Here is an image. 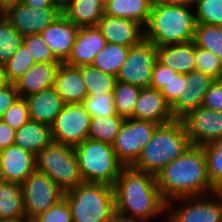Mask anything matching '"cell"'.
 <instances>
[{
  "label": "cell",
  "mask_w": 222,
  "mask_h": 222,
  "mask_svg": "<svg viewBox=\"0 0 222 222\" xmlns=\"http://www.w3.org/2000/svg\"><path fill=\"white\" fill-rule=\"evenodd\" d=\"M162 198L167 202L217 192L211 185L206 155L201 146L191 145L155 176Z\"/></svg>",
  "instance_id": "1"
},
{
  "label": "cell",
  "mask_w": 222,
  "mask_h": 222,
  "mask_svg": "<svg viewBox=\"0 0 222 222\" xmlns=\"http://www.w3.org/2000/svg\"><path fill=\"white\" fill-rule=\"evenodd\" d=\"M113 189L119 216L147 222L166 214V201L158 189L155 175L124 166Z\"/></svg>",
  "instance_id": "2"
},
{
  "label": "cell",
  "mask_w": 222,
  "mask_h": 222,
  "mask_svg": "<svg viewBox=\"0 0 222 222\" xmlns=\"http://www.w3.org/2000/svg\"><path fill=\"white\" fill-rule=\"evenodd\" d=\"M193 9L185 5H152L144 38L156 47L194 41L197 23Z\"/></svg>",
  "instance_id": "3"
},
{
  "label": "cell",
  "mask_w": 222,
  "mask_h": 222,
  "mask_svg": "<svg viewBox=\"0 0 222 222\" xmlns=\"http://www.w3.org/2000/svg\"><path fill=\"white\" fill-rule=\"evenodd\" d=\"M191 142L181 119L159 125L143 148L133 168L157 175L169 162L182 155Z\"/></svg>",
  "instance_id": "4"
},
{
  "label": "cell",
  "mask_w": 222,
  "mask_h": 222,
  "mask_svg": "<svg viewBox=\"0 0 222 222\" xmlns=\"http://www.w3.org/2000/svg\"><path fill=\"white\" fill-rule=\"evenodd\" d=\"M73 222H111L116 215L113 186L82 183L65 192Z\"/></svg>",
  "instance_id": "5"
},
{
  "label": "cell",
  "mask_w": 222,
  "mask_h": 222,
  "mask_svg": "<svg viewBox=\"0 0 222 222\" xmlns=\"http://www.w3.org/2000/svg\"><path fill=\"white\" fill-rule=\"evenodd\" d=\"M74 150L85 183L114 185L124 165L117 159L112 144L86 139Z\"/></svg>",
  "instance_id": "6"
},
{
  "label": "cell",
  "mask_w": 222,
  "mask_h": 222,
  "mask_svg": "<svg viewBox=\"0 0 222 222\" xmlns=\"http://www.w3.org/2000/svg\"><path fill=\"white\" fill-rule=\"evenodd\" d=\"M36 169L65 193L84 183L74 147L52 141L36 155Z\"/></svg>",
  "instance_id": "7"
},
{
  "label": "cell",
  "mask_w": 222,
  "mask_h": 222,
  "mask_svg": "<svg viewBox=\"0 0 222 222\" xmlns=\"http://www.w3.org/2000/svg\"><path fill=\"white\" fill-rule=\"evenodd\" d=\"M172 201L166 203L168 222H220L222 219V197L218 192ZM174 201L181 206L171 205Z\"/></svg>",
  "instance_id": "8"
},
{
  "label": "cell",
  "mask_w": 222,
  "mask_h": 222,
  "mask_svg": "<svg viewBox=\"0 0 222 222\" xmlns=\"http://www.w3.org/2000/svg\"><path fill=\"white\" fill-rule=\"evenodd\" d=\"M158 126L151 121L125 119L112 143L117 159L124 166H132Z\"/></svg>",
  "instance_id": "9"
},
{
  "label": "cell",
  "mask_w": 222,
  "mask_h": 222,
  "mask_svg": "<svg viewBox=\"0 0 222 222\" xmlns=\"http://www.w3.org/2000/svg\"><path fill=\"white\" fill-rule=\"evenodd\" d=\"M21 185L26 217H34L47 211L64 197V192L58 185L37 169Z\"/></svg>",
  "instance_id": "10"
},
{
  "label": "cell",
  "mask_w": 222,
  "mask_h": 222,
  "mask_svg": "<svg viewBox=\"0 0 222 222\" xmlns=\"http://www.w3.org/2000/svg\"><path fill=\"white\" fill-rule=\"evenodd\" d=\"M157 59V47L145 38L130 48L122 64L116 81L127 82L141 88H149L154 62Z\"/></svg>",
  "instance_id": "11"
},
{
  "label": "cell",
  "mask_w": 222,
  "mask_h": 222,
  "mask_svg": "<svg viewBox=\"0 0 222 222\" xmlns=\"http://www.w3.org/2000/svg\"><path fill=\"white\" fill-rule=\"evenodd\" d=\"M91 116L82 103L65 104L51 125L52 140L72 147L88 139Z\"/></svg>",
  "instance_id": "12"
},
{
  "label": "cell",
  "mask_w": 222,
  "mask_h": 222,
  "mask_svg": "<svg viewBox=\"0 0 222 222\" xmlns=\"http://www.w3.org/2000/svg\"><path fill=\"white\" fill-rule=\"evenodd\" d=\"M2 14L24 37L40 34L62 14V11L58 7L36 9L19 2L9 6Z\"/></svg>",
  "instance_id": "13"
},
{
  "label": "cell",
  "mask_w": 222,
  "mask_h": 222,
  "mask_svg": "<svg viewBox=\"0 0 222 222\" xmlns=\"http://www.w3.org/2000/svg\"><path fill=\"white\" fill-rule=\"evenodd\" d=\"M181 120L192 145L203 147L222 138V112L200 106Z\"/></svg>",
  "instance_id": "14"
},
{
  "label": "cell",
  "mask_w": 222,
  "mask_h": 222,
  "mask_svg": "<svg viewBox=\"0 0 222 222\" xmlns=\"http://www.w3.org/2000/svg\"><path fill=\"white\" fill-rule=\"evenodd\" d=\"M214 80L211 76L196 70L181 74L180 93L170 105L174 117L181 119L191 110L200 107L206 92Z\"/></svg>",
  "instance_id": "15"
},
{
  "label": "cell",
  "mask_w": 222,
  "mask_h": 222,
  "mask_svg": "<svg viewBox=\"0 0 222 222\" xmlns=\"http://www.w3.org/2000/svg\"><path fill=\"white\" fill-rule=\"evenodd\" d=\"M36 170V156L11 145L0 151V180L22 183Z\"/></svg>",
  "instance_id": "16"
},
{
  "label": "cell",
  "mask_w": 222,
  "mask_h": 222,
  "mask_svg": "<svg viewBox=\"0 0 222 222\" xmlns=\"http://www.w3.org/2000/svg\"><path fill=\"white\" fill-rule=\"evenodd\" d=\"M97 27L101 30L106 43L131 48L144 39V28L130 19L104 14Z\"/></svg>",
  "instance_id": "17"
},
{
  "label": "cell",
  "mask_w": 222,
  "mask_h": 222,
  "mask_svg": "<svg viewBox=\"0 0 222 222\" xmlns=\"http://www.w3.org/2000/svg\"><path fill=\"white\" fill-rule=\"evenodd\" d=\"M133 119L163 125L174 121L176 118L161 92L149 87L141 88L133 110Z\"/></svg>",
  "instance_id": "18"
},
{
  "label": "cell",
  "mask_w": 222,
  "mask_h": 222,
  "mask_svg": "<svg viewBox=\"0 0 222 222\" xmlns=\"http://www.w3.org/2000/svg\"><path fill=\"white\" fill-rule=\"evenodd\" d=\"M79 27L71 23L62 13L52 24L47 26L40 35L51 48L54 56L64 63L75 43Z\"/></svg>",
  "instance_id": "19"
},
{
  "label": "cell",
  "mask_w": 222,
  "mask_h": 222,
  "mask_svg": "<svg viewBox=\"0 0 222 222\" xmlns=\"http://www.w3.org/2000/svg\"><path fill=\"white\" fill-rule=\"evenodd\" d=\"M105 45L106 40L97 26L79 27L71 53L64 63L74 67L91 65Z\"/></svg>",
  "instance_id": "20"
},
{
  "label": "cell",
  "mask_w": 222,
  "mask_h": 222,
  "mask_svg": "<svg viewBox=\"0 0 222 222\" xmlns=\"http://www.w3.org/2000/svg\"><path fill=\"white\" fill-rule=\"evenodd\" d=\"M62 62H38L14 83L21 98L54 87L58 68Z\"/></svg>",
  "instance_id": "21"
},
{
  "label": "cell",
  "mask_w": 222,
  "mask_h": 222,
  "mask_svg": "<svg viewBox=\"0 0 222 222\" xmlns=\"http://www.w3.org/2000/svg\"><path fill=\"white\" fill-rule=\"evenodd\" d=\"M54 88L65 104L83 103L87 96V89L83 81L81 66L74 67L61 63L57 71Z\"/></svg>",
  "instance_id": "22"
},
{
  "label": "cell",
  "mask_w": 222,
  "mask_h": 222,
  "mask_svg": "<svg viewBox=\"0 0 222 222\" xmlns=\"http://www.w3.org/2000/svg\"><path fill=\"white\" fill-rule=\"evenodd\" d=\"M30 120L52 125L65 103L60 99L54 87L27 96Z\"/></svg>",
  "instance_id": "23"
},
{
  "label": "cell",
  "mask_w": 222,
  "mask_h": 222,
  "mask_svg": "<svg viewBox=\"0 0 222 222\" xmlns=\"http://www.w3.org/2000/svg\"><path fill=\"white\" fill-rule=\"evenodd\" d=\"M157 60L180 74L195 71V42L157 47Z\"/></svg>",
  "instance_id": "24"
},
{
  "label": "cell",
  "mask_w": 222,
  "mask_h": 222,
  "mask_svg": "<svg viewBox=\"0 0 222 222\" xmlns=\"http://www.w3.org/2000/svg\"><path fill=\"white\" fill-rule=\"evenodd\" d=\"M52 141L51 125L29 120L16 131L14 145L36 156Z\"/></svg>",
  "instance_id": "25"
},
{
  "label": "cell",
  "mask_w": 222,
  "mask_h": 222,
  "mask_svg": "<svg viewBox=\"0 0 222 222\" xmlns=\"http://www.w3.org/2000/svg\"><path fill=\"white\" fill-rule=\"evenodd\" d=\"M25 217L22 185L0 180V222H18Z\"/></svg>",
  "instance_id": "26"
},
{
  "label": "cell",
  "mask_w": 222,
  "mask_h": 222,
  "mask_svg": "<svg viewBox=\"0 0 222 222\" xmlns=\"http://www.w3.org/2000/svg\"><path fill=\"white\" fill-rule=\"evenodd\" d=\"M151 8L152 0H109L104 4V14L136 21L144 28Z\"/></svg>",
  "instance_id": "27"
},
{
  "label": "cell",
  "mask_w": 222,
  "mask_h": 222,
  "mask_svg": "<svg viewBox=\"0 0 222 222\" xmlns=\"http://www.w3.org/2000/svg\"><path fill=\"white\" fill-rule=\"evenodd\" d=\"M62 13L78 27L97 26L104 15V3L101 0H70Z\"/></svg>",
  "instance_id": "28"
},
{
  "label": "cell",
  "mask_w": 222,
  "mask_h": 222,
  "mask_svg": "<svg viewBox=\"0 0 222 222\" xmlns=\"http://www.w3.org/2000/svg\"><path fill=\"white\" fill-rule=\"evenodd\" d=\"M130 51L129 47L106 43L104 48L95 56L92 66L105 73L117 76L122 64Z\"/></svg>",
  "instance_id": "29"
},
{
  "label": "cell",
  "mask_w": 222,
  "mask_h": 222,
  "mask_svg": "<svg viewBox=\"0 0 222 222\" xmlns=\"http://www.w3.org/2000/svg\"><path fill=\"white\" fill-rule=\"evenodd\" d=\"M124 118L119 115L91 118L88 139L112 144L119 134Z\"/></svg>",
  "instance_id": "30"
},
{
  "label": "cell",
  "mask_w": 222,
  "mask_h": 222,
  "mask_svg": "<svg viewBox=\"0 0 222 222\" xmlns=\"http://www.w3.org/2000/svg\"><path fill=\"white\" fill-rule=\"evenodd\" d=\"M81 73L87 89V96L113 93L116 76L105 73L92 65L81 66Z\"/></svg>",
  "instance_id": "31"
},
{
  "label": "cell",
  "mask_w": 222,
  "mask_h": 222,
  "mask_svg": "<svg viewBox=\"0 0 222 222\" xmlns=\"http://www.w3.org/2000/svg\"><path fill=\"white\" fill-rule=\"evenodd\" d=\"M141 87L127 82L116 81L113 95L117 114L124 118H133V110Z\"/></svg>",
  "instance_id": "32"
},
{
  "label": "cell",
  "mask_w": 222,
  "mask_h": 222,
  "mask_svg": "<svg viewBox=\"0 0 222 222\" xmlns=\"http://www.w3.org/2000/svg\"><path fill=\"white\" fill-rule=\"evenodd\" d=\"M23 44V36L0 14V66L6 64Z\"/></svg>",
  "instance_id": "33"
},
{
  "label": "cell",
  "mask_w": 222,
  "mask_h": 222,
  "mask_svg": "<svg viewBox=\"0 0 222 222\" xmlns=\"http://www.w3.org/2000/svg\"><path fill=\"white\" fill-rule=\"evenodd\" d=\"M194 42L218 56L222 63V26L197 23Z\"/></svg>",
  "instance_id": "34"
},
{
  "label": "cell",
  "mask_w": 222,
  "mask_h": 222,
  "mask_svg": "<svg viewBox=\"0 0 222 222\" xmlns=\"http://www.w3.org/2000/svg\"><path fill=\"white\" fill-rule=\"evenodd\" d=\"M203 149L211 185L218 191L222 188V138L203 146Z\"/></svg>",
  "instance_id": "35"
},
{
  "label": "cell",
  "mask_w": 222,
  "mask_h": 222,
  "mask_svg": "<svg viewBox=\"0 0 222 222\" xmlns=\"http://www.w3.org/2000/svg\"><path fill=\"white\" fill-rule=\"evenodd\" d=\"M196 23L222 26V0H196Z\"/></svg>",
  "instance_id": "36"
},
{
  "label": "cell",
  "mask_w": 222,
  "mask_h": 222,
  "mask_svg": "<svg viewBox=\"0 0 222 222\" xmlns=\"http://www.w3.org/2000/svg\"><path fill=\"white\" fill-rule=\"evenodd\" d=\"M34 63L33 57L29 54L28 49L22 44L3 67L9 81L14 84Z\"/></svg>",
  "instance_id": "37"
},
{
  "label": "cell",
  "mask_w": 222,
  "mask_h": 222,
  "mask_svg": "<svg viewBox=\"0 0 222 222\" xmlns=\"http://www.w3.org/2000/svg\"><path fill=\"white\" fill-rule=\"evenodd\" d=\"M91 118L118 115L114 104L113 93L86 96L82 103Z\"/></svg>",
  "instance_id": "38"
},
{
  "label": "cell",
  "mask_w": 222,
  "mask_h": 222,
  "mask_svg": "<svg viewBox=\"0 0 222 222\" xmlns=\"http://www.w3.org/2000/svg\"><path fill=\"white\" fill-rule=\"evenodd\" d=\"M195 70L205 73L214 79H222V63L211 51L195 44Z\"/></svg>",
  "instance_id": "39"
},
{
  "label": "cell",
  "mask_w": 222,
  "mask_h": 222,
  "mask_svg": "<svg viewBox=\"0 0 222 222\" xmlns=\"http://www.w3.org/2000/svg\"><path fill=\"white\" fill-rule=\"evenodd\" d=\"M23 44L28 49V52L33 57L35 63L60 62L54 56L51 48L44 42L40 34L24 36Z\"/></svg>",
  "instance_id": "40"
},
{
  "label": "cell",
  "mask_w": 222,
  "mask_h": 222,
  "mask_svg": "<svg viewBox=\"0 0 222 222\" xmlns=\"http://www.w3.org/2000/svg\"><path fill=\"white\" fill-rule=\"evenodd\" d=\"M0 119L17 131L30 120L26 99L19 97Z\"/></svg>",
  "instance_id": "41"
},
{
  "label": "cell",
  "mask_w": 222,
  "mask_h": 222,
  "mask_svg": "<svg viewBox=\"0 0 222 222\" xmlns=\"http://www.w3.org/2000/svg\"><path fill=\"white\" fill-rule=\"evenodd\" d=\"M33 218L37 222H73L69 205L64 198Z\"/></svg>",
  "instance_id": "42"
},
{
  "label": "cell",
  "mask_w": 222,
  "mask_h": 222,
  "mask_svg": "<svg viewBox=\"0 0 222 222\" xmlns=\"http://www.w3.org/2000/svg\"><path fill=\"white\" fill-rule=\"evenodd\" d=\"M178 72L168 66L162 65L157 59L152 70L150 88L160 91Z\"/></svg>",
  "instance_id": "43"
},
{
  "label": "cell",
  "mask_w": 222,
  "mask_h": 222,
  "mask_svg": "<svg viewBox=\"0 0 222 222\" xmlns=\"http://www.w3.org/2000/svg\"><path fill=\"white\" fill-rule=\"evenodd\" d=\"M202 107L222 112V79H215L204 96Z\"/></svg>",
  "instance_id": "44"
},
{
  "label": "cell",
  "mask_w": 222,
  "mask_h": 222,
  "mask_svg": "<svg viewBox=\"0 0 222 222\" xmlns=\"http://www.w3.org/2000/svg\"><path fill=\"white\" fill-rule=\"evenodd\" d=\"M181 87V74L178 73L160 90L166 102L171 105L178 97Z\"/></svg>",
  "instance_id": "45"
},
{
  "label": "cell",
  "mask_w": 222,
  "mask_h": 222,
  "mask_svg": "<svg viewBox=\"0 0 222 222\" xmlns=\"http://www.w3.org/2000/svg\"><path fill=\"white\" fill-rule=\"evenodd\" d=\"M19 97L14 84L0 91V118Z\"/></svg>",
  "instance_id": "46"
},
{
  "label": "cell",
  "mask_w": 222,
  "mask_h": 222,
  "mask_svg": "<svg viewBox=\"0 0 222 222\" xmlns=\"http://www.w3.org/2000/svg\"><path fill=\"white\" fill-rule=\"evenodd\" d=\"M16 130L0 119V151L14 145Z\"/></svg>",
  "instance_id": "47"
},
{
  "label": "cell",
  "mask_w": 222,
  "mask_h": 222,
  "mask_svg": "<svg viewBox=\"0 0 222 222\" xmlns=\"http://www.w3.org/2000/svg\"><path fill=\"white\" fill-rule=\"evenodd\" d=\"M196 0H152V5H185L193 7Z\"/></svg>",
  "instance_id": "48"
},
{
  "label": "cell",
  "mask_w": 222,
  "mask_h": 222,
  "mask_svg": "<svg viewBox=\"0 0 222 222\" xmlns=\"http://www.w3.org/2000/svg\"><path fill=\"white\" fill-rule=\"evenodd\" d=\"M24 5H27L32 8L40 9L47 7H57L55 6L51 0H22Z\"/></svg>",
  "instance_id": "49"
},
{
  "label": "cell",
  "mask_w": 222,
  "mask_h": 222,
  "mask_svg": "<svg viewBox=\"0 0 222 222\" xmlns=\"http://www.w3.org/2000/svg\"><path fill=\"white\" fill-rule=\"evenodd\" d=\"M12 83L9 81L8 76L3 66H0V91L9 87Z\"/></svg>",
  "instance_id": "50"
},
{
  "label": "cell",
  "mask_w": 222,
  "mask_h": 222,
  "mask_svg": "<svg viewBox=\"0 0 222 222\" xmlns=\"http://www.w3.org/2000/svg\"><path fill=\"white\" fill-rule=\"evenodd\" d=\"M22 2V0H0V12L3 13L9 6Z\"/></svg>",
  "instance_id": "51"
},
{
  "label": "cell",
  "mask_w": 222,
  "mask_h": 222,
  "mask_svg": "<svg viewBox=\"0 0 222 222\" xmlns=\"http://www.w3.org/2000/svg\"><path fill=\"white\" fill-rule=\"evenodd\" d=\"M52 3L63 11L70 3V0H51Z\"/></svg>",
  "instance_id": "52"
},
{
  "label": "cell",
  "mask_w": 222,
  "mask_h": 222,
  "mask_svg": "<svg viewBox=\"0 0 222 222\" xmlns=\"http://www.w3.org/2000/svg\"><path fill=\"white\" fill-rule=\"evenodd\" d=\"M111 222H143V221L125 218L116 214L114 218L111 220Z\"/></svg>",
  "instance_id": "53"
},
{
  "label": "cell",
  "mask_w": 222,
  "mask_h": 222,
  "mask_svg": "<svg viewBox=\"0 0 222 222\" xmlns=\"http://www.w3.org/2000/svg\"><path fill=\"white\" fill-rule=\"evenodd\" d=\"M18 222H37L33 217L21 218Z\"/></svg>",
  "instance_id": "54"
},
{
  "label": "cell",
  "mask_w": 222,
  "mask_h": 222,
  "mask_svg": "<svg viewBox=\"0 0 222 222\" xmlns=\"http://www.w3.org/2000/svg\"><path fill=\"white\" fill-rule=\"evenodd\" d=\"M219 194H220V196L222 197V188L220 189V190H218L217 191Z\"/></svg>",
  "instance_id": "55"
},
{
  "label": "cell",
  "mask_w": 222,
  "mask_h": 222,
  "mask_svg": "<svg viewBox=\"0 0 222 222\" xmlns=\"http://www.w3.org/2000/svg\"><path fill=\"white\" fill-rule=\"evenodd\" d=\"M104 4L107 3L109 0H101Z\"/></svg>",
  "instance_id": "56"
}]
</instances>
